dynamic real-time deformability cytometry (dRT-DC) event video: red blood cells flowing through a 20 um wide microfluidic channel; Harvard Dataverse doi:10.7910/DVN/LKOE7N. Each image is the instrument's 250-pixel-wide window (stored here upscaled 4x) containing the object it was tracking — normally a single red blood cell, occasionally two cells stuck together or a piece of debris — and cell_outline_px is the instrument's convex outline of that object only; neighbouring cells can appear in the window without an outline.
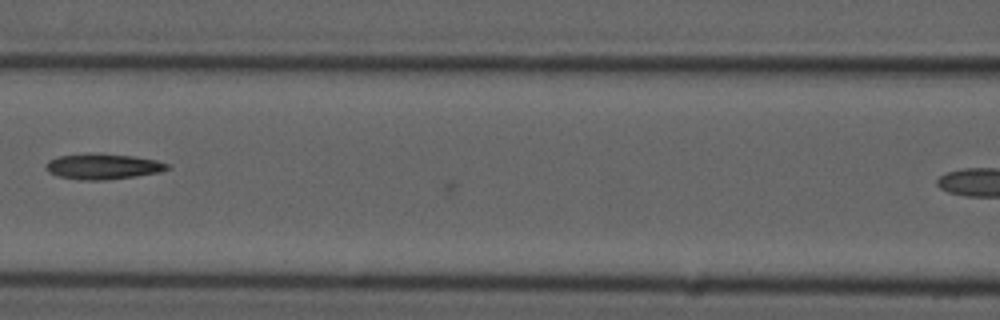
{"species": "common noctule bat (a hibernating species)", "species_latin": "Nyctalus noctula", "temperature_condition": "cold", "stored_images_in_passage": 29, "camera_frame_rate_fps": 3000, "um_per_image_px": 0.085, "animal": {"sex": "male", "forearm_length_mm": 52.5}, "frame": {"image": 1, "passage_image": 28, "time_ms": 9.0, "image_size_px": [1000, 320], "cell_outline_px": [[172, 168], [160, 172], [136, 176], [104, 180], [80, 180], [60, 176], [48, 172], [48, 160], [60, 156], [88, 152], [100, 152], [132, 156], [156, 160], [168, 164]], "centroid_in_image_um": [8.79, 14.13], "position_along_channel_um": 157.8, "area_um2": 18.21}}